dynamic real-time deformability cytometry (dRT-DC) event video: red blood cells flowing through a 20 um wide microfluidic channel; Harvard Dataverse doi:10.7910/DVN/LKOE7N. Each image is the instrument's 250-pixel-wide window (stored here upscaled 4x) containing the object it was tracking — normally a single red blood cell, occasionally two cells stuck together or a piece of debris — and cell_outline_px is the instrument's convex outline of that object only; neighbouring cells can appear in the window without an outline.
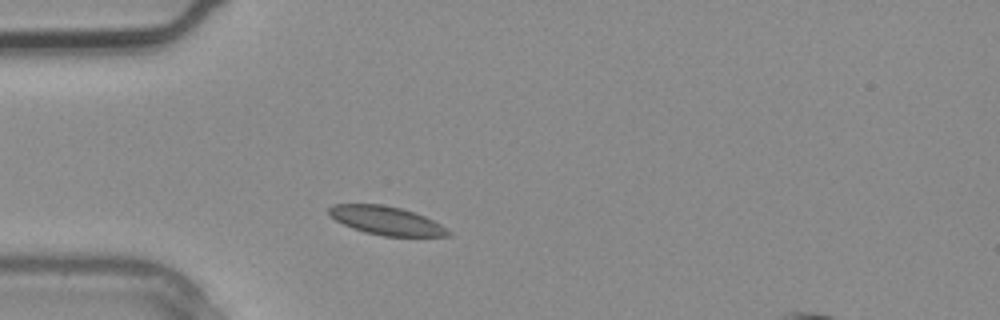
{"species": "common noctule bat (a hibernating species)", "species_latin": "Nyctalus noctula", "temperature_condition": "warm", "stored_images_in_passage": 4, "camera_frame_rate_fps": 3000, "um_per_image_px": 0.085, "animal": {"sex": "male", "body_mass_g": 20.4}, "frame": {"image": 1, "passage_image": 3, "time_ms": 0.667, "image_size_px": [1000, 320], "cell_outline_px": [[452, 236], [384, 236], [364, 232], [352, 228], [336, 220], [328, 212], [328, 208], [332, 204], [380, 204], [400, 208], [424, 216], [440, 224], [452, 232]], "centroid_in_image_um": [32.84, 18.75], "position_along_channel_um": 52.2, "area_um2": 19.65}}